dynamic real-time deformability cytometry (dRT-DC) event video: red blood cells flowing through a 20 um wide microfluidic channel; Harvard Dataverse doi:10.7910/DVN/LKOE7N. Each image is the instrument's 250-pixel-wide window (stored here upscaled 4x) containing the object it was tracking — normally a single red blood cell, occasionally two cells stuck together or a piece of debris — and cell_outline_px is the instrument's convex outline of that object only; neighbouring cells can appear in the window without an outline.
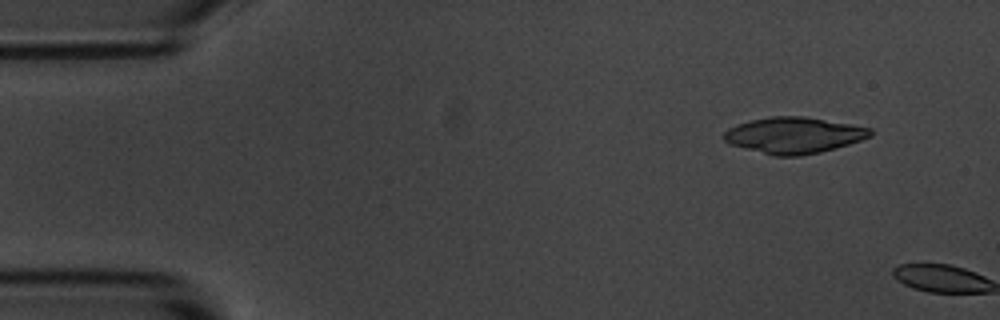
{"species": "common noctule bat (a hibernating species)", "species_latin": "Nyctalus noctula", "temperature_condition": "room temperature", "stored_images_in_passage": 2, "camera_frame_rate_fps": 3000, "um_per_image_px": 0.085, "animal": {"sex": "male", "body_mass_g": 20.1, "forearm_length_mm": 53.5}, "frame": {"image": 1, "passage_image": 1, "time_ms": 0.0, "image_size_px": [1000, 320], "cell_outline_px": [[876, 132], [872, 136], [848, 144], [820, 152], [800, 156], [772, 156], [728, 144], [724, 140], [724, 132], [728, 128], [736, 124], [752, 120], [772, 116], [804, 116], [852, 124], [872, 128]], "centroid_in_image_um": [67.48, 11.5], "position_along_channel_um": 17.5, "area_um2": 31.1}}